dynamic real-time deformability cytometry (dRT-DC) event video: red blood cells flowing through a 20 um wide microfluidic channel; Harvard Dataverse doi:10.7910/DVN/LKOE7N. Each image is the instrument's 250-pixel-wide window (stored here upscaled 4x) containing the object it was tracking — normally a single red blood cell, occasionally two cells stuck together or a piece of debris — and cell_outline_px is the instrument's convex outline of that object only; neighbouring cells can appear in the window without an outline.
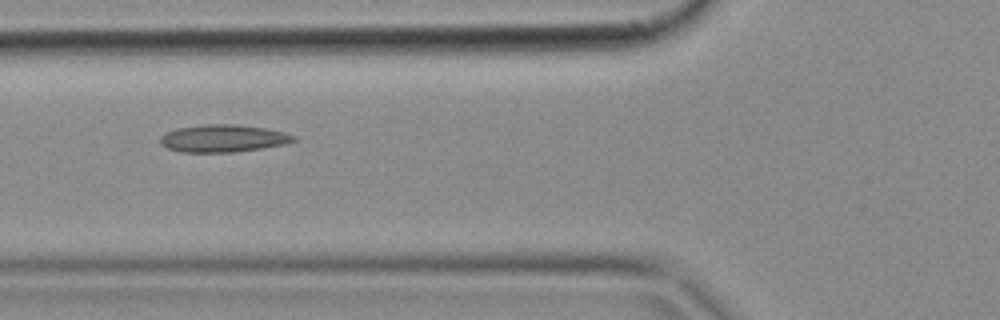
{"species": "common noctule bat (a hibernating species)", "species_latin": "Nyctalus noctula", "temperature_condition": "cold", "stored_images_in_passage": 3, "camera_frame_rate_fps": 3000, "um_per_image_px": 0.085, "animal": {"sex": "female", "body_mass_g": 18.4}, "frame": {"image": 1, "passage_image": 3, "time_ms": 0.667, "image_size_px": [1000, 320], "cell_outline_px": [[296, 140], [284, 144], [236, 152], [180, 152], [168, 148], [160, 144], [160, 136], [176, 128], [204, 124], [236, 124], [264, 128], [284, 132], [296, 136]], "centroid_in_image_um": [18.94, 11.76], "position_along_channel_um": 106.9, "area_um2": 21.27}}